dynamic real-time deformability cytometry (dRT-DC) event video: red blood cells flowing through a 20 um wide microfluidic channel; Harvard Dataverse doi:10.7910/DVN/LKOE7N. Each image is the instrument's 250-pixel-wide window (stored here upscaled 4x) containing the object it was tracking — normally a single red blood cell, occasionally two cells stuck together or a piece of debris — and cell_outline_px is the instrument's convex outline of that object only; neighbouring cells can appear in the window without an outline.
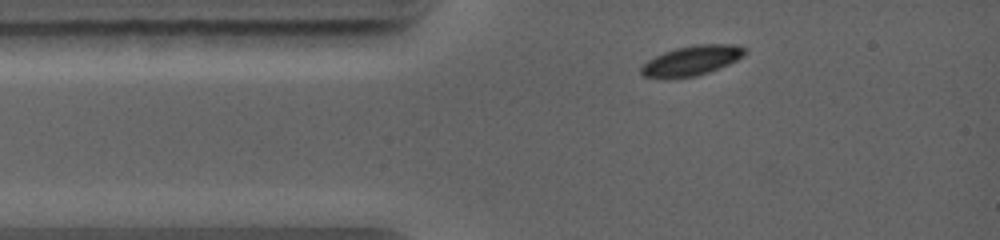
{"species": "common noctule bat (a hibernating species)", "species_latin": "Nyctalus noctula", "temperature_condition": "warm", "stored_images_in_passage": 3, "camera_frame_rate_fps": 5000, "um_per_image_px": 0.085, "animal": {"sex": "female", "body_mass_g": 19.0, "forearm_length_mm": 56.7}, "frame": {"image": 1, "passage_image": 1, "time_ms": 0.0, "image_size_px": [1000, 240], "cell_outline_px": [[748, 52], [736, 60], [728, 64], [708, 72], [696, 76], [644, 76], [640, 72], [640, 68], [648, 60], [664, 52], [676, 48], [696, 44], [736, 44], [748, 48]], "centroid_in_image_um": [58.87, 5.1], "position_along_channel_um": 26.1, "area_um2": 17.51}}
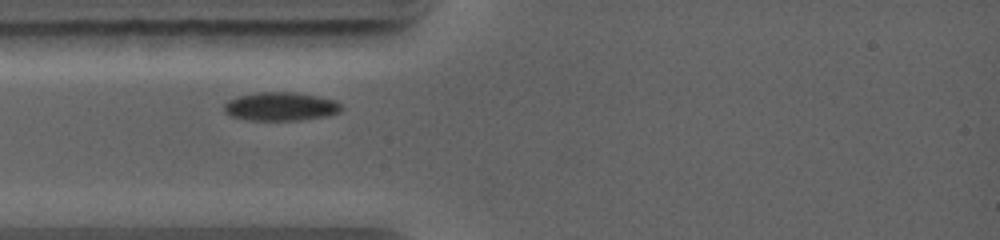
{"frame": {"image": 2, "passage_image": 2, "time_ms": 1.2, "image_size_px": [1000, 240], "cell_outline_px": [[340, 112], [328, 116], [300, 120], [248, 120], [232, 116], [224, 112], [224, 104], [228, 100], [236, 96], [256, 92], [296, 92], [336, 100], [340, 104]], "centroid_in_image_um": [23.83, 9.05], "position_along_channel_um": 61.2, "area_um2": 19.59}}
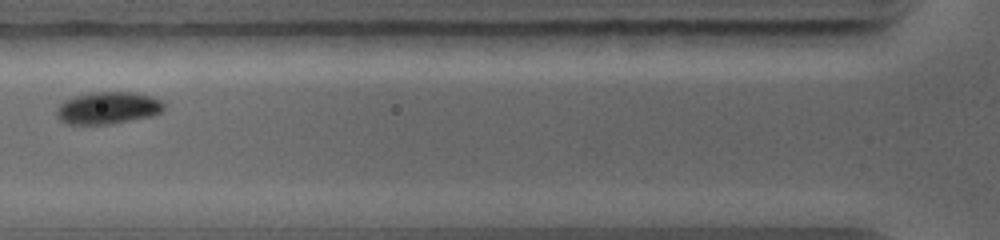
{"frame": {"image": 3, "passage_image": 3, "time_ms": 2.4, "image_size_px": [1000, 240], "cell_outline_px": [[164, 108], [160, 112], [152, 116], [112, 124], [68, 124], [60, 120], [56, 116], [56, 112], [60, 104], [64, 100], [72, 96], [92, 92], [132, 92], [152, 96], [160, 100], [164, 104]], "centroid_in_image_um": [9.16, 9.17], "position_along_channel_um": 116.6, "area_um2": 20.23}}